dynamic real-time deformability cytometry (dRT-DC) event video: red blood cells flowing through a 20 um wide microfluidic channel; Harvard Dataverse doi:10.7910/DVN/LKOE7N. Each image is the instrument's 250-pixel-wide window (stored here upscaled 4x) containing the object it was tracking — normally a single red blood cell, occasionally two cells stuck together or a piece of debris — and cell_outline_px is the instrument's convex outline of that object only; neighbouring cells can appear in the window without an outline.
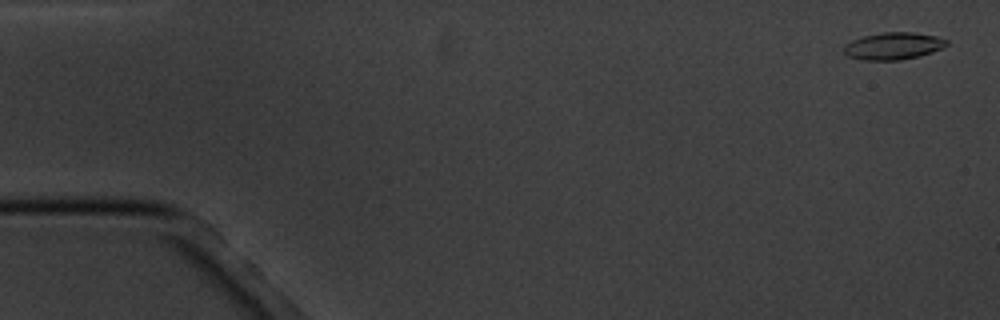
{"species": "common noctule bat (a hibernating species)", "species_latin": "Nyctalus noctula", "temperature_condition": "cold", "stored_images_in_passage": 6, "camera_frame_rate_fps": 3000, "um_per_image_px": 0.085, "animal": {"sex": "male", "body_mass_g": 20.1, "forearm_length_mm": 53.5}, "frame": {"image": 1, "passage_image": 1, "time_ms": 0.0, "image_size_px": [1000, 320], "cell_outline_px": [[948, 44], [932, 52], [900, 60], [864, 60], [848, 56], [844, 52], [844, 44], [852, 40], [864, 36], [884, 32], [912, 32], [936, 36], [948, 40]], "centroid_in_image_um": [75.91, 3.9], "position_along_channel_um": 9.1, "area_um2": 16.07}}
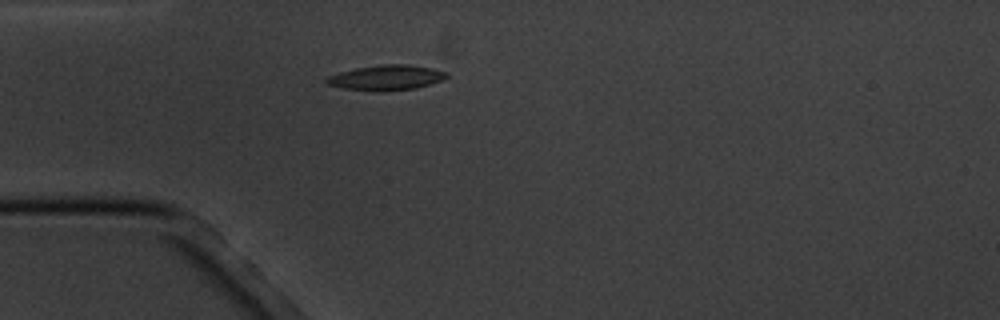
{"frame": {"image": 2, "passage_image": 5, "time_ms": 4.667, "image_size_px": [1000, 320], "cell_outline_px": [[448, 76], [444, 80], [416, 88], [384, 92], [372, 92], [344, 88], [324, 84], [324, 80], [328, 76], [340, 72], [356, 68], [380, 64], [408, 64], [432, 68], [448, 72]], "centroid_in_image_um": [32.83, 6.61], "position_along_channel_um": 52.2, "area_um2": 17.98}}